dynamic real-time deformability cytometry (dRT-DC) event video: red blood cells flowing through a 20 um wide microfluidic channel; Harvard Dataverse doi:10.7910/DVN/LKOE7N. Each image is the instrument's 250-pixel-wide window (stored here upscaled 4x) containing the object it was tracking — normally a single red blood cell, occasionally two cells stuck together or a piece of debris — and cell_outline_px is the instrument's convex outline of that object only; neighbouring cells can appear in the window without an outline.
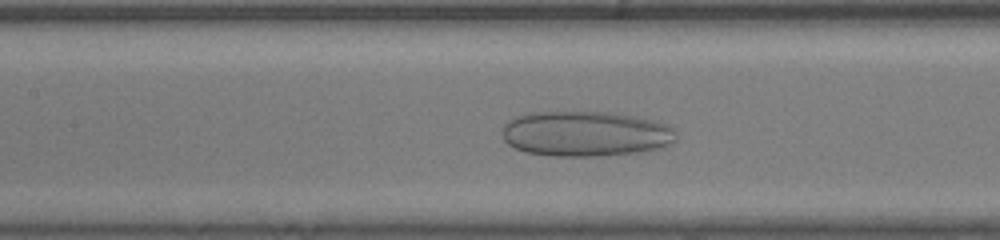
{"species": "human", "species_latin": "Homo sapiens", "temperature_condition": "room temperature", "stored_images_in_passage": 34, "camera_frame_rate_fps": 3000, "um_per_image_px": 0.085, "donor": {"sex": "male"}, "frame": {"image": 1, "passage_image": 13, "time_ms": 4.0, "image_size_px": [1000, 240], "cell_outline_px": [[676, 140], [660, 148], [640, 152], [596, 156], [556, 156], [528, 152], [516, 148], [508, 144], [504, 140], [504, 124], [508, 120], [516, 116], [536, 112], [616, 112], [656, 120], [672, 128], [676, 132]], "centroid_in_image_um": [49.81, 11.36], "position_along_channel_um": 157.6, "area_um2": 45.89}}
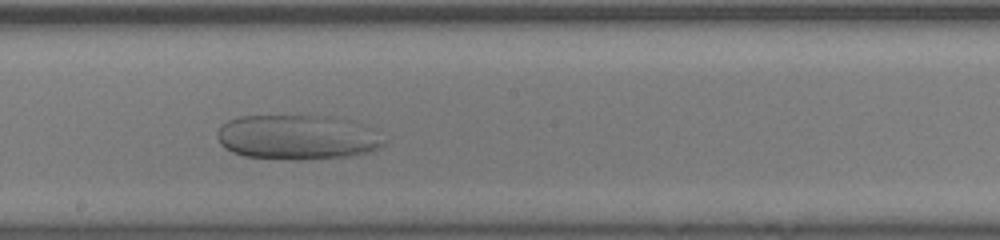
{"frame": {"image": 2, "passage_image": 18, "time_ms": 5.667, "image_size_px": [1000, 240], "cell_outline_px": [[384, 144], [376, 148], [364, 152], [348, 156], [300, 160], [244, 156], [232, 152], [224, 148], [220, 144], [216, 136], [220, 124], [228, 120], [240, 116], [328, 116]], "centroid_in_image_um": [24.87, 11.7], "position_along_channel_um": 223.3, "area_um2": 40.86}}
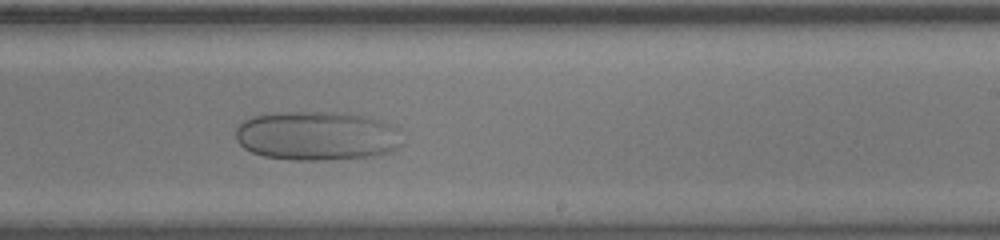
{"frame": {"image": 3, "passage_image": 21, "time_ms": 6.667, "image_size_px": [1000, 240], "cell_outline_px": [[400, 128], [392, 148], [384, 152], [364, 156], [320, 160], [288, 160], [264, 156], [252, 152], [244, 148], [236, 140], [236, 128], [244, 120], [252, 116], [276, 112], [340, 112], [364, 116]], "centroid_in_image_um": [26.78, 11.52], "position_along_channel_um": 262.2, "area_um2": 46.82}}